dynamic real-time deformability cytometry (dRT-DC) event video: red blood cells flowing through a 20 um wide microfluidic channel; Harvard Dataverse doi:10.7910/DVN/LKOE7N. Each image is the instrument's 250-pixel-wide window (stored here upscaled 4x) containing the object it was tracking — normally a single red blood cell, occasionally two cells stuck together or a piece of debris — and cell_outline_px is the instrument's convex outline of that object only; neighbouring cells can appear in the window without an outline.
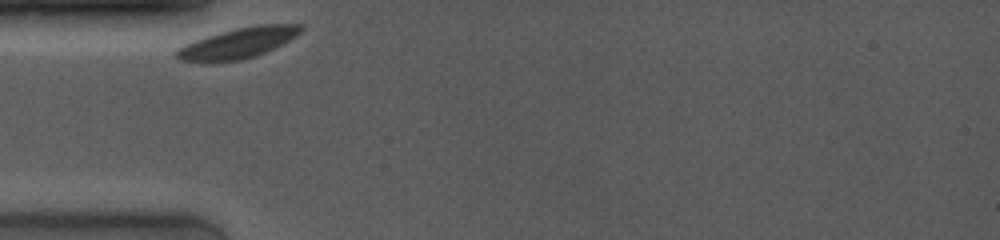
{"species": "common noctule bat (a hibernating species)", "species_latin": "Nyctalus noctula", "temperature_condition": "room temperature", "stored_images_in_passage": 45, "camera_frame_rate_fps": 4000, "um_per_image_px": 0.085, "animal": {"sex": "female", "body_mass_g": 19.0, "forearm_length_mm": 53.3}, "frame": {"image": 1, "passage_image": 1, "time_ms": 0.0, "image_size_px": [1000, 240], "cell_outline_px": [[304, 28], [296, 36], [264, 52], [240, 60], [180, 60], [176, 56], [176, 52], [184, 44], [220, 32], [236, 28], [256, 24], [304, 24]], "centroid_in_image_um": [20.31, 3.61], "position_along_channel_um": 64.7, "area_um2": 21.21}}
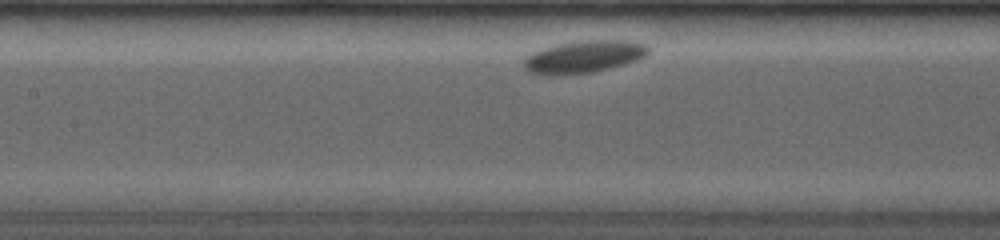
{"frame": {"image": 2, "passage_image": 15, "time_ms": 2.75, "image_size_px": [1000, 240], "cell_outline_px": [[648, 52], [644, 56], [636, 60], [624, 64], [592, 72], [556, 76], [548, 76], [532, 72], [524, 68], [524, 60], [532, 52], [556, 44], [580, 40], [628, 40], [644, 44], [648, 48]], "centroid_in_image_um": [49.59, 4.82], "position_along_channel_um": 157.8, "area_um2": 23.35}}
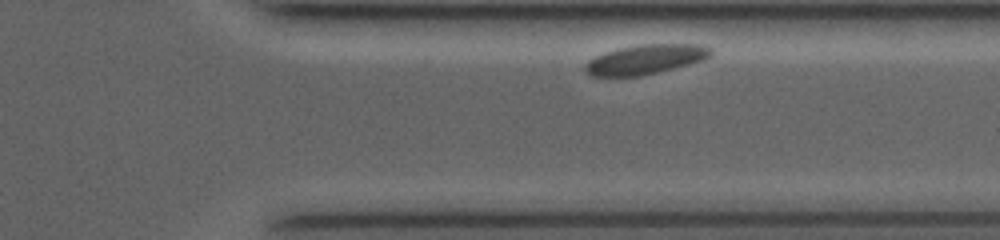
{"frame": {"image": 3, "passage_image": 43, "time_ms": 8.5, "image_size_px": [1000, 240], "cell_outline_px": [[712, 56], [704, 60], [640, 76], [592, 76], [584, 68], [584, 64], [588, 60], [604, 52], [620, 48], [640, 44], [700, 44], [712, 48]], "centroid_in_image_um": [54.88, 5.03], "position_along_channel_um": 356.5, "area_um2": 21.56}}